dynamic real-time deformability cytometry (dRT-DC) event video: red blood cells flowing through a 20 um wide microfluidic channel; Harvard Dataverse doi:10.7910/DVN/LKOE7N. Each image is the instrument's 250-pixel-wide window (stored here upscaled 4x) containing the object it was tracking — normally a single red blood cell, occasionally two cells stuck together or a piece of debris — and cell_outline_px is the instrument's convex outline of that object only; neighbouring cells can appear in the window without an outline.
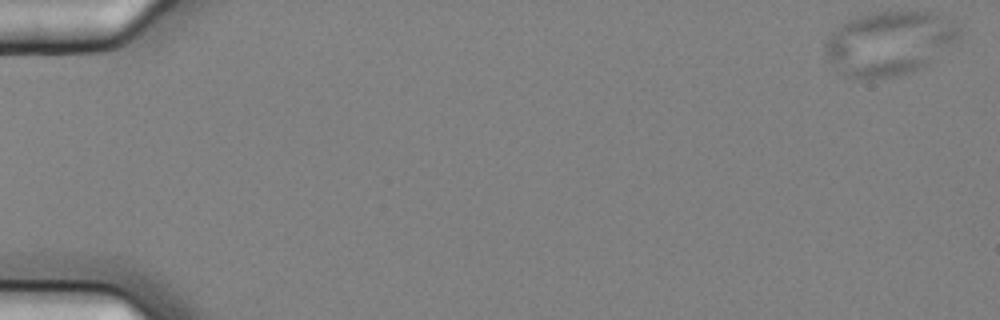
{"species": "common noctule bat (a hibernating species)", "species_latin": "Nyctalus noctula", "temperature_condition": "cold", "stored_images_in_passage": 5, "camera_frame_rate_fps": 3000, "um_per_image_px": 0.085, "animal": {"sex": "female", "body_mass_g": 25.1}, "frame": {"image": 1, "passage_image": 1, "time_ms": 0.0, "image_size_px": [1000, 320], "cell_outline_px": [[960, 36], [956, 40], [924, 68], [896, 76], [872, 80], [868, 80], [840, 76], [836, 72], [828, 60], [824, 52], [824, 44], [828, 36], [832, 32], [848, 20], [856, 16], [872, 12], [932, 12], [956, 20], [960, 28]], "centroid_in_image_um": [75.56, 3.7], "position_along_channel_um": 9.4, "area_um2": 50.86}}